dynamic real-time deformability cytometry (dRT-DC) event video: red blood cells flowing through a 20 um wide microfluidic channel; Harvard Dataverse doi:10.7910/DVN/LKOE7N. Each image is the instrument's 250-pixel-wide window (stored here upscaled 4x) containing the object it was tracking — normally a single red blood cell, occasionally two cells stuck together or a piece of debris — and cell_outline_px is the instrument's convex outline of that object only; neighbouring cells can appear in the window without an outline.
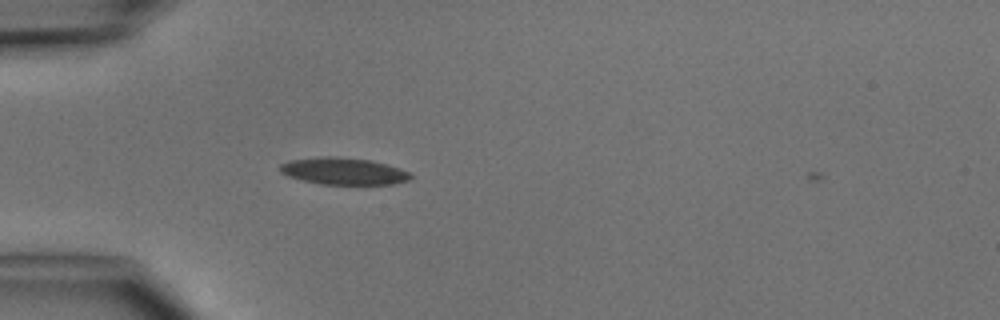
{"species": "common noctule bat (a hibernating species)", "species_latin": "Nyctalus noctula", "temperature_condition": "cold", "stored_images_in_passage": 2, "camera_frame_rate_fps": 3000, "um_per_image_px": 0.085, "animal": {"sex": "male", "body_mass_g": 15.6}, "frame": {"image": 1, "passage_image": 1, "time_ms": 0.0, "image_size_px": [1000, 320], "cell_outline_px": [[412, 176], [408, 180], [396, 184], [320, 184], [288, 176], [280, 172], [280, 164], [288, 160], [324, 156], [328, 156], [368, 160], [400, 168], [408, 172]], "centroid_in_image_um": [29.17, 14.55], "position_along_channel_um": 55.8, "area_um2": 20.23}}